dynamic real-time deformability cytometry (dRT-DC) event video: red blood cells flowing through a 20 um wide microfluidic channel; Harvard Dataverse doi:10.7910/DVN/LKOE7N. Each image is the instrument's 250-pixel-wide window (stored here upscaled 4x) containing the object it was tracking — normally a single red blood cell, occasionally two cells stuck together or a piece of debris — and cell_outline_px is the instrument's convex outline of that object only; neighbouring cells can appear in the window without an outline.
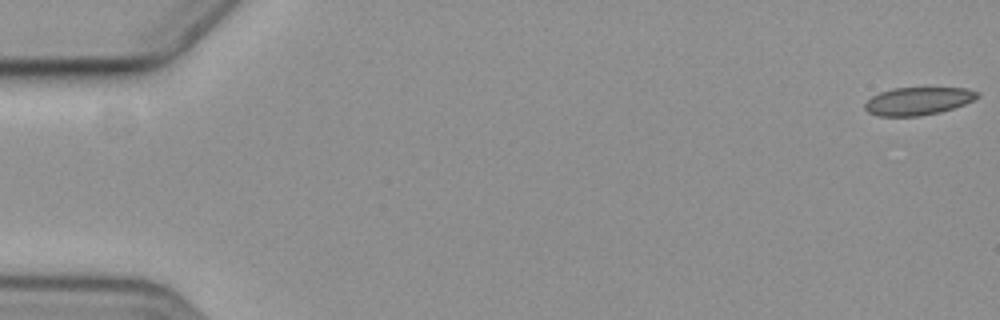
{"species": "common noctule bat (a hibernating species)", "species_latin": "Nyctalus noctula", "temperature_condition": "cold", "stored_images_in_passage": 5, "camera_frame_rate_fps": 3000, "um_per_image_px": 0.085, "animal": {"sex": "female", "body_mass_g": 19.3, "forearm_length_mm": 54.1}, "frame": {"image": 1, "passage_image": 1, "time_ms": 0.0, "image_size_px": [1000, 320], "cell_outline_px": [[980, 96], [964, 104], [940, 112], [920, 116], [880, 116], [868, 112], [864, 108], [864, 104], [872, 96], [880, 92], [892, 88], [928, 84], [968, 88], [980, 92]], "centroid_in_image_um": [78.09, 8.51], "position_along_channel_um": 6.9, "area_um2": 19.31}}
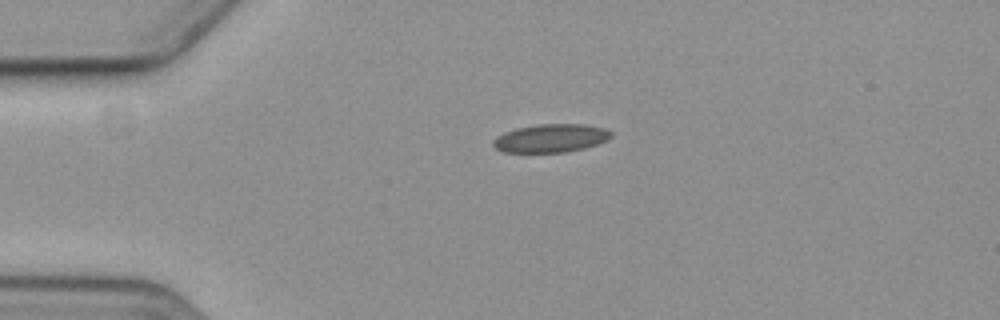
{"frame": {"image": 2, "passage_image": 4, "time_ms": 4.333, "image_size_px": [1000, 320], "cell_outline_px": [[612, 136], [608, 140], [584, 148], [564, 152], [500, 152], [492, 144], [492, 140], [496, 136], [504, 132], [516, 128], [536, 124], [584, 124], [604, 128], [612, 132]], "centroid_in_image_um": [46.79, 11.74], "position_along_channel_um": 38.2, "area_um2": 19.54}}